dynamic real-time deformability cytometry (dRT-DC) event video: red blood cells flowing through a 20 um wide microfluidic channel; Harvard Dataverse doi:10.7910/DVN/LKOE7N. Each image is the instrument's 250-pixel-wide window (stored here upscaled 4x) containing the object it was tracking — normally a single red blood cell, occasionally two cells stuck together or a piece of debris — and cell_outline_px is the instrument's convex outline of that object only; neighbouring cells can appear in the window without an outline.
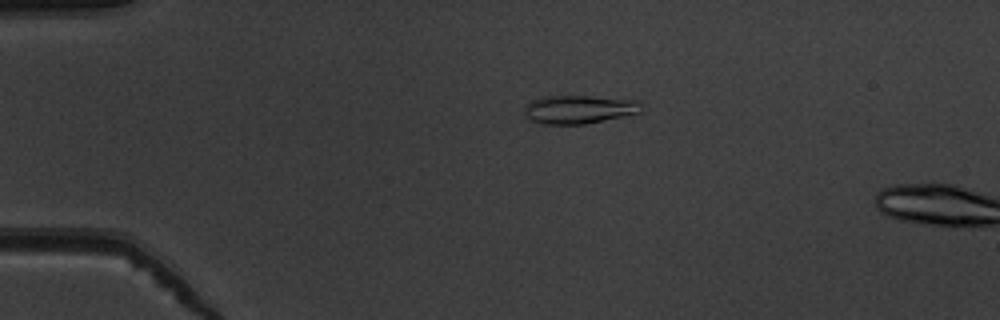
{"species": "common noctule bat (a hibernating species)", "species_latin": "Nyctalus noctula", "temperature_condition": "warm", "stored_images_in_passage": 10, "camera_frame_rate_fps": 3000, "um_per_image_px": 0.085, "animal": {"sex": "male", "body_mass_g": 19.5, "forearm_length_mm": 54.6}, "frame": {"image": 1, "passage_image": 7, "time_ms": 2.0, "image_size_px": [1000, 320], "cell_outline_px": [[644, 104], [640, 112], [624, 116], [584, 124], [540, 124], [528, 120], [524, 116], [524, 108], [532, 100], [540, 96], [592, 96], [636, 100]], "centroid_in_image_um": [49.18, 9.3], "position_along_channel_um": 35.8, "area_um2": 19.59}}